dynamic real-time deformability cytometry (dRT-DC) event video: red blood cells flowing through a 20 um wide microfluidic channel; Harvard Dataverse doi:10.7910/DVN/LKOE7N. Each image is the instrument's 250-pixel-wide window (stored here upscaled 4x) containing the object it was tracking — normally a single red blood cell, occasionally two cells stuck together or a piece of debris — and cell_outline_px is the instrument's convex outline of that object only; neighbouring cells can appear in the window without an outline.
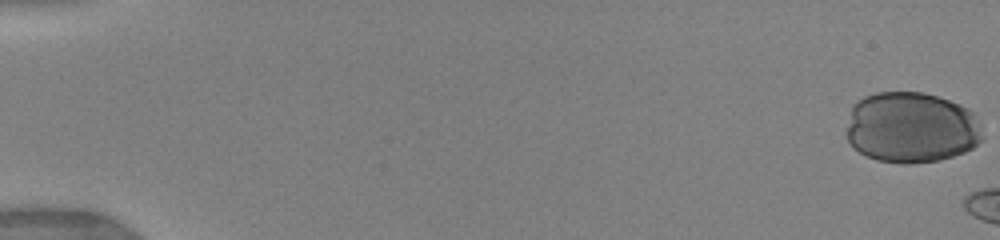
{"species": "human", "species_latin": "Homo sapiens", "temperature_condition": "warm", "stored_images_in_passage": 20, "camera_frame_rate_fps": 3000, "um_per_image_px": 0.085, "donor": {"sex": "female"}, "frame": {"image": 1, "passage_image": 1, "time_ms": 0.0, "image_size_px": [1000, 240], "cell_outline_px": [[984, 140], [972, 148], [964, 152], [940, 160], [912, 164], [904, 164], [876, 160], [860, 152], [848, 140], [848, 128], [852, 104], [864, 96], [876, 92], [924, 92], [960, 104], [968, 108], [972, 112], [980, 128]], "centroid_in_image_um": [77.48, 10.84], "position_along_channel_um": 7.5, "area_um2": 56.24}}